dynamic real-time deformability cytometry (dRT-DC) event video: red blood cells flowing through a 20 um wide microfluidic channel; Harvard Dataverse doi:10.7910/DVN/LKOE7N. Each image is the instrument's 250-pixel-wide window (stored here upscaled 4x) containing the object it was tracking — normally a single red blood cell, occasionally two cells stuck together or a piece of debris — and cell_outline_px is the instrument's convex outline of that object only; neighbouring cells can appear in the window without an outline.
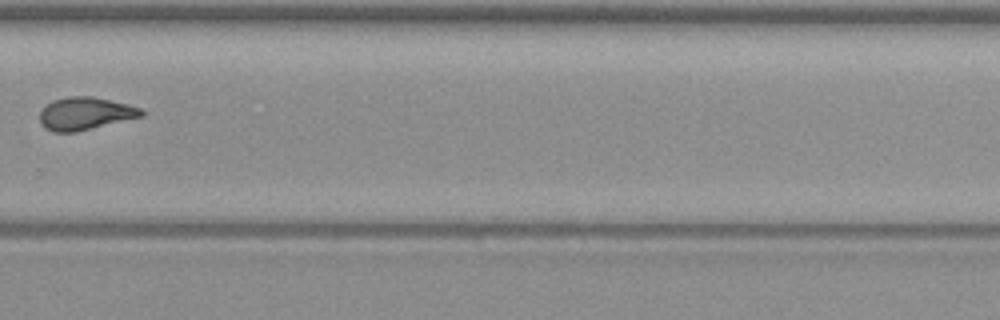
{"species": "common noctule bat (a hibernating species)", "species_latin": "Nyctalus noctula", "temperature_condition": "warm", "stored_images_in_passage": 15, "camera_frame_rate_fps": 3000, "um_per_image_px": 0.085, "animal": {"sex": "female", "body_mass_g": 19.3, "forearm_length_mm": 54.1}, "frame": {"image": 1, "passage_image": 11, "time_ms": 13.0, "image_size_px": [1000, 320], "cell_outline_px": [[144, 116], [76, 132], [52, 132], [44, 128], [40, 124], [40, 108], [44, 104], [52, 100], [68, 96], [92, 96], [128, 104], [140, 108], [144, 112]], "centroid_in_image_um": [7.19, 9.65], "position_along_channel_um": 322.6, "area_um2": 19.65}}